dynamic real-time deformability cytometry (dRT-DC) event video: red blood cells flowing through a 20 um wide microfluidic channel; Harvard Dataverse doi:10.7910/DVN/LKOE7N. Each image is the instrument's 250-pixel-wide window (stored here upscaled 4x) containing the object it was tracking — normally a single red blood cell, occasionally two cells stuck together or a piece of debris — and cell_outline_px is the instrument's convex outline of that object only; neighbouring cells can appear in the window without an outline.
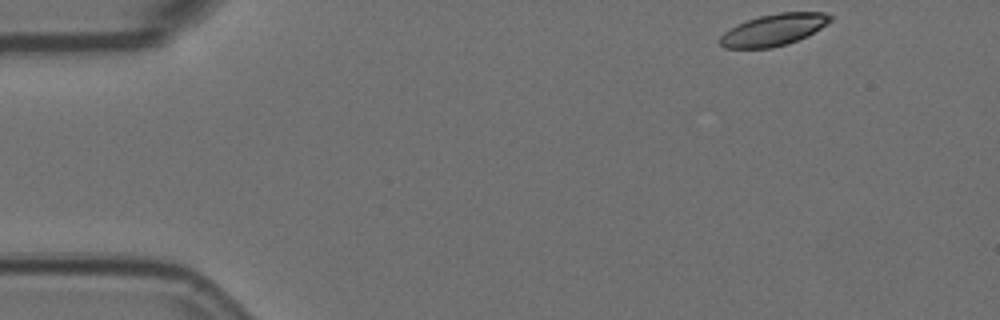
{"species": "Egyptian fruit bat (a non-hibernating species)", "species_latin": "Rousettus aegyptiacus", "temperature_condition": "room temperature", "stored_images_in_passage": 10, "camera_frame_rate_fps": 3000, "um_per_image_px": 0.085, "animal": {"sex": "female"}, "frame": {"image": 1, "passage_image": 1, "time_ms": 0.0, "image_size_px": [1000, 320], "cell_outline_px": [[832, 20], [808, 36], [788, 44], [772, 48], [724, 48], [720, 44], [720, 36], [724, 32], [736, 24], [760, 16], [780, 12], [824, 12], [832, 16]], "centroid_in_image_um": [65.76, 2.54], "position_along_channel_um": 19.2, "area_um2": 20.4}}